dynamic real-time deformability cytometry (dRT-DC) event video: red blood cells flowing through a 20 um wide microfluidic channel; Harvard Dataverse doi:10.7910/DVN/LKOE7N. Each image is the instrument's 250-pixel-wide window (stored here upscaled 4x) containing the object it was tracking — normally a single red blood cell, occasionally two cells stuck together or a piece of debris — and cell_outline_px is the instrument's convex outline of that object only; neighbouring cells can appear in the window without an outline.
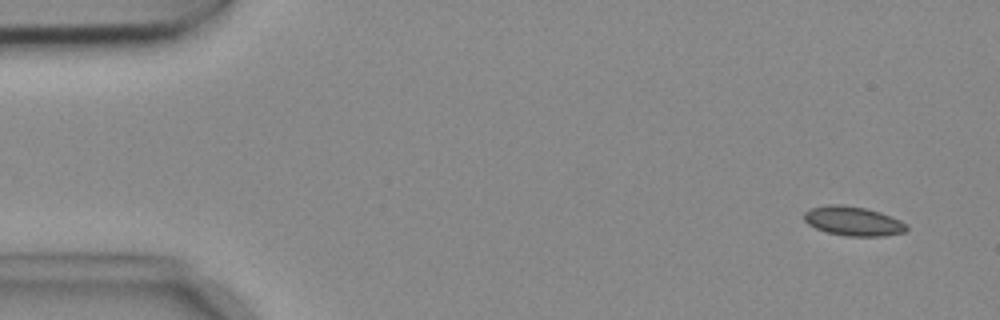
{"species": "common noctule bat (a hibernating species)", "species_latin": "Nyctalus noctula", "temperature_condition": "cold", "stored_images_in_passage": 54, "camera_frame_rate_fps": 3000, "um_per_image_px": 0.085, "animal": {"sex": "female", "body_mass_g": 18.4}, "frame": {"image": 1, "passage_image": 3, "time_ms": 0.667, "image_size_px": [1000, 320], "cell_outline_px": [[908, 228], [904, 232], [884, 236], [848, 236], [828, 232], [816, 228], [808, 224], [804, 220], [804, 212], [812, 208], [828, 204], [840, 204], [864, 208], [880, 212], [900, 220], [908, 224]], "centroid_in_image_um": [72.53, 18.79], "position_along_channel_um": 12.5, "area_um2": 17.4}}
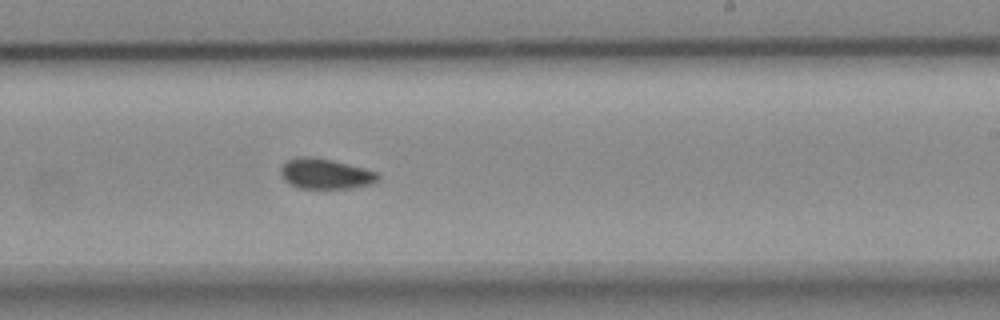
{"frame": {"image": 2, "passage_image": 32, "time_ms": 10.333, "image_size_px": [1000, 320], "cell_outline_px": [[380, 180], [368, 184], [352, 188], [296, 188], [284, 180], [280, 172], [280, 168], [288, 160], [300, 156], [304, 156], [332, 160], [364, 168], [376, 172], [380, 176]], "centroid_in_image_um": [27.65, 14.78], "position_along_channel_um": 261.4, "area_um2": 17.05}}
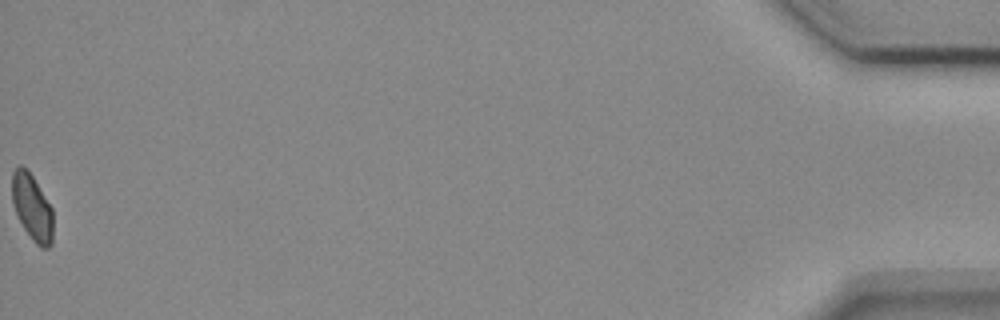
{"frame": {"image": 3, "passage_image": 54, "time_ms": 17.667, "image_size_px": [1000, 320], "cell_outline_px": [[52, 244], [48, 248], [40, 248], [32, 240], [24, 228], [12, 204], [12, 172], [20, 164], [28, 168], [52, 208]], "centroid_in_image_um": [2.72, 17.6], "position_along_channel_um": 432.5, "area_um2": 15.9}, "authors_computed_cell_mechanics": {"area_um2": 16.9932, "velocity_mm_per_s": 3.7232, "shape_relaxation_time_tau1_ms": 10.5218, "shape_relaxation_time_tau2_ms": 5.6759, "deformation_change_tau1": 0.1265, "deformation_change_tau2": 0.0541}}